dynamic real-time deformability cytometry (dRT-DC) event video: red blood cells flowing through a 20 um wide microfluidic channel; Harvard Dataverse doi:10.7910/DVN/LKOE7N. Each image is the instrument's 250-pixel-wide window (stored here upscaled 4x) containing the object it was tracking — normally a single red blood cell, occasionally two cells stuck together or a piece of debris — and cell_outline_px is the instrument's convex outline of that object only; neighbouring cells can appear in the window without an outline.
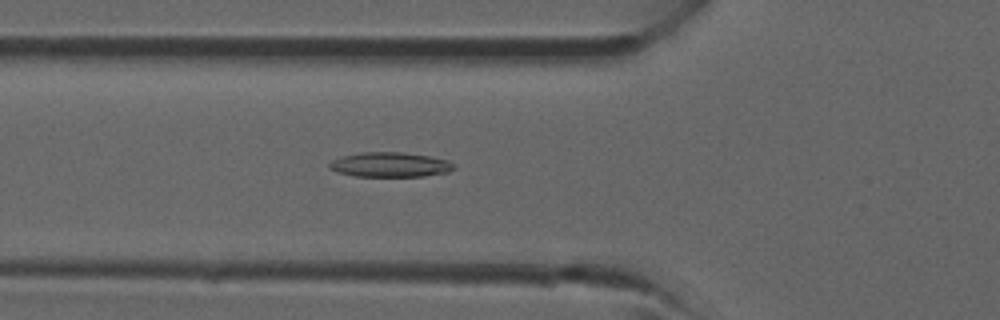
{"species": "common noctule bat (a hibernating species)", "species_latin": "Nyctalus noctula", "temperature_condition": "room temperature", "stored_images_in_passage": 37, "camera_frame_rate_fps": 3000, "um_per_image_px": 0.085, "animal": {"sex": "male", "forearm_length_mm": 52.5}, "frame": {"image": 1, "passage_image": 14, "time_ms": 4.333, "image_size_px": [1000, 320], "cell_outline_px": [[456, 168], [448, 172], [424, 176], [356, 176], [336, 172], [328, 168], [328, 164], [332, 160], [344, 156], [360, 152], [400, 152], [428, 156], [448, 160], [456, 164]], "centroid_in_image_um": [33.17, 14.0], "position_along_channel_um": 92.6, "area_um2": 17.98}}
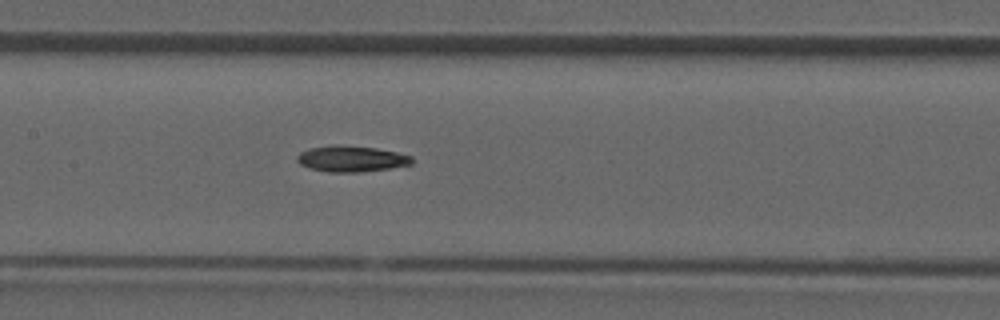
{"frame": {"image": 2, "passage_image": 19, "time_ms": 6.0, "image_size_px": [1000, 320], "cell_outline_px": [[412, 164], [388, 168], [360, 172], [328, 172], [308, 168], [300, 164], [296, 160], [296, 156], [300, 152], [312, 148], [332, 144], [336, 144], [376, 148], [396, 152], [412, 156]], "centroid_in_image_um": [29.82, 13.49], "position_along_channel_um": 177.6, "area_um2": 17.4}}
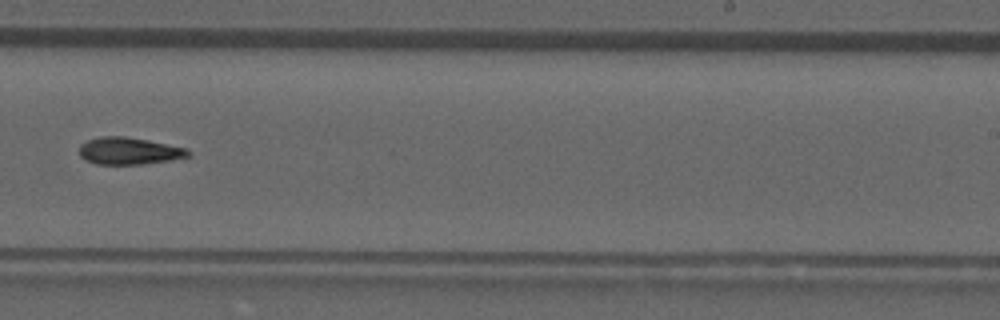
{"frame": {"image": 3, "passage_image": 25, "time_ms": 8.0, "image_size_px": [1000, 320], "cell_outline_px": [[192, 156], [168, 160], [140, 164], [96, 164], [84, 160], [80, 156], [80, 144], [88, 140], [100, 136], [124, 136], [148, 140], [184, 148], [192, 152]], "centroid_in_image_um": [10.94, 12.83], "position_along_channel_um": 278.1, "area_um2": 17.11}}